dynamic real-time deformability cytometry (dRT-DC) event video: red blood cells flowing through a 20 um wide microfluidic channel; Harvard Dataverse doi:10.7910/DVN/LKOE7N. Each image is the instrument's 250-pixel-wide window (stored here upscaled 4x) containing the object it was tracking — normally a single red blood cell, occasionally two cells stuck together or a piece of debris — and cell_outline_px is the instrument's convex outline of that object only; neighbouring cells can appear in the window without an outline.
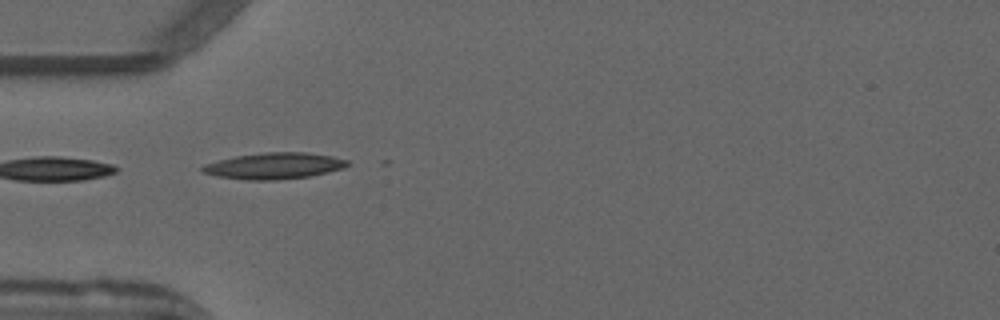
{"species": "common noctule bat (a hibernating species)", "species_latin": "Nyctalus noctula", "temperature_condition": "warm", "stored_images_in_passage": 3, "camera_frame_rate_fps": 3000, "um_per_image_px": 0.085, "animal": {"sex": "male", "forearm_length_mm": 52.5}, "frame": {"image": 1, "passage_image": 1, "time_ms": 0.0, "image_size_px": [1000, 320], "cell_outline_px": [[348, 164], [344, 168], [308, 176], [276, 180], [248, 180], [216, 176], [204, 172], [200, 168], [204, 164], [236, 156], [264, 152], [304, 152], [332, 156], [348, 160]], "centroid_in_image_um": [23.3, 14.09], "position_along_channel_um": 61.7, "area_um2": 21.96}}